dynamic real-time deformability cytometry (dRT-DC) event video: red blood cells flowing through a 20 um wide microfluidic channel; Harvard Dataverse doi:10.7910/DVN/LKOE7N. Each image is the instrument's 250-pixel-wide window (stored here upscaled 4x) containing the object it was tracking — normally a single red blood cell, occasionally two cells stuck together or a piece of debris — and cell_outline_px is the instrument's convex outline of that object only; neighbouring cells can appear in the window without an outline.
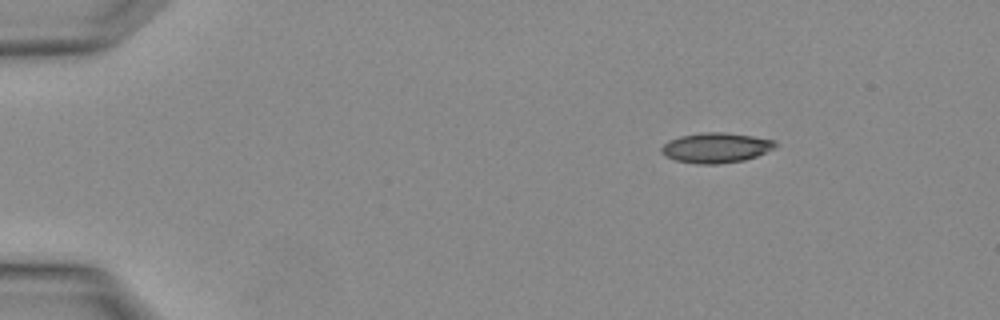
{"species": "Egyptian fruit bat (a non-hibernating species)", "species_latin": "Rousettus aegyptiacus", "temperature_condition": "warm", "stored_images_in_passage": 2, "camera_frame_rate_fps": 3000, "um_per_image_px": 0.085, "animal": {"sex": "female"}, "frame": {"image": 1, "passage_image": 1, "time_ms": 0.0, "image_size_px": [1000, 320], "cell_outline_px": [[776, 148], [756, 156], [744, 160], [716, 164], [700, 164], [676, 160], [664, 156], [660, 152], [660, 148], [668, 140], [680, 136], [704, 132], [724, 132], [752, 136], [776, 140]], "centroid_in_image_um": [60.85, 12.55], "position_along_channel_um": 24.2, "area_um2": 20.0}}
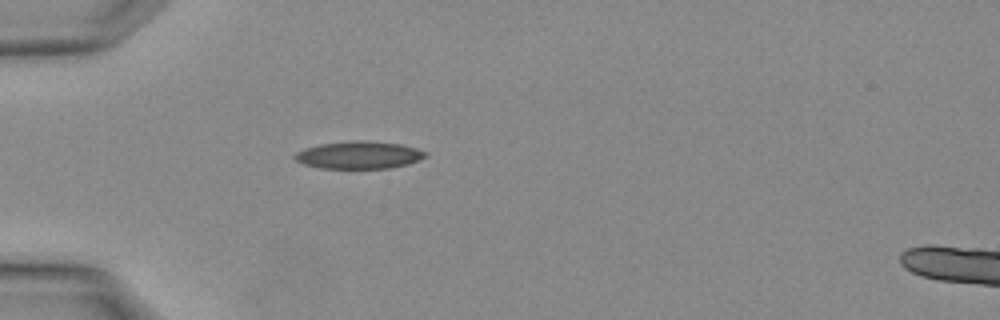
{"frame": {"image": 2, "passage_image": 2, "time_ms": 0.333, "image_size_px": [1000, 320], "cell_outline_px": [[428, 152], [424, 156], [408, 164], [388, 168], [320, 168], [304, 164], [296, 160], [292, 156], [296, 152], [304, 148], [320, 144], [352, 140], [360, 140], [400, 144], [416, 148]], "centroid_in_image_um": [30.46, 13.17], "position_along_channel_um": 54.5, "area_um2": 20.75}}